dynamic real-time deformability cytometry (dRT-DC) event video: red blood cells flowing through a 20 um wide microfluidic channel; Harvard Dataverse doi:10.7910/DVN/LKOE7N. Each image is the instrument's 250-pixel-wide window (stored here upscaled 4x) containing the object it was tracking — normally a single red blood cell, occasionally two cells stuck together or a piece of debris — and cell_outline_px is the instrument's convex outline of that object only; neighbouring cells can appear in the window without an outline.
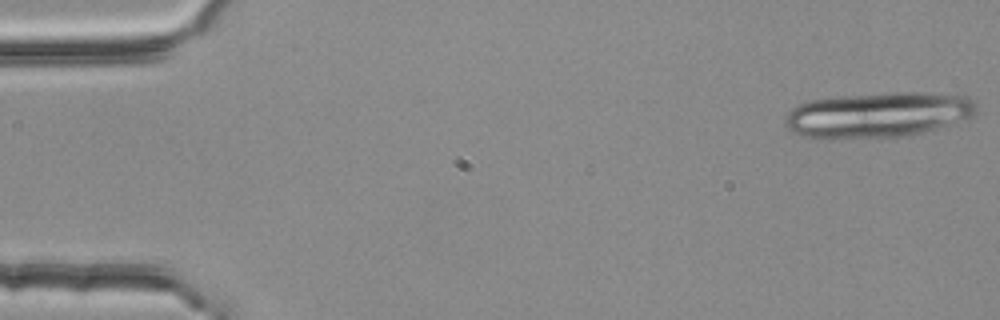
{"species": "common noctule bat (a hibernating species)", "species_latin": "Nyctalus noctula", "temperature_condition": "room temperature", "stored_images_in_passage": 12, "camera_frame_rate_fps": 3000, "um_per_image_px": 0.085, "animal": {"sex": "female", "body_mass_g": 25.1}, "frame": {"image": 1, "passage_image": 1, "time_ms": 0.0, "image_size_px": [1000, 320], "cell_outline_px": [[976, 116], [968, 120], [904, 136], [808, 136], [792, 132], [784, 124], [784, 120], [788, 112], [792, 108], [800, 104], [812, 100], [840, 96], [888, 92], [932, 92], [968, 96], [976, 104]], "centroid_in_image_um": [74.74, 9.7], "position_along_channel_um": 10.3, "area_um2": 49.82}}